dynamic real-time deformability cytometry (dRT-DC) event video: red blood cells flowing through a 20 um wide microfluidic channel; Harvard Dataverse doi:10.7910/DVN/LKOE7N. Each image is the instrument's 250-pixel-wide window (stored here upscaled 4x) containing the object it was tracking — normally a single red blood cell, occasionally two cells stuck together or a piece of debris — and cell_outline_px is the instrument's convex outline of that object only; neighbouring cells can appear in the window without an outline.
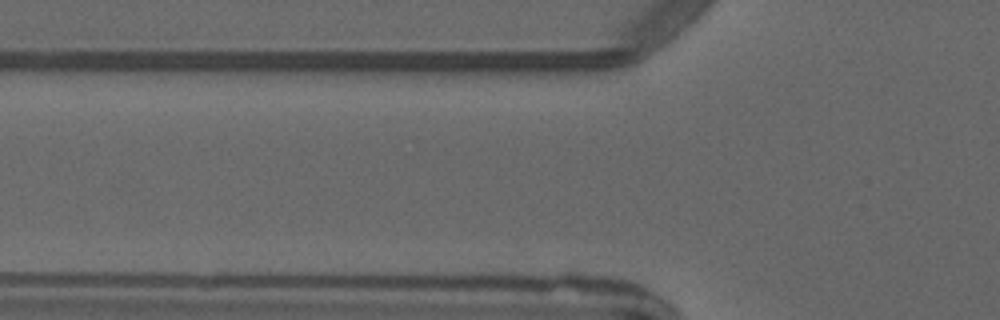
{"species": "common noctule bat (a hibernating species)", "species_latin": "Nyctalus noctula", "temperature_condition": "warm", "stored_images_in_passage": 3, "camera_frame_rate_fps": 3000, "um_per_image_px": 0.085, "animal": {"sex": "male", "forearm_length_mm": 52.5}, "frame": {"image": 1, "passage_image": 2, "time_ms": 2.0, "image_size_px": [1000, 320], "cell_outline_px": [[564, 232], [556, 236], [468, 236], [440, 232], [424, 224], [432, 220], [444, 216], [540, 216]], "centroid_in_image_um": [42.07, 19.21], "position_along_channel_um": 83.7, "area_um2": 16.88}}